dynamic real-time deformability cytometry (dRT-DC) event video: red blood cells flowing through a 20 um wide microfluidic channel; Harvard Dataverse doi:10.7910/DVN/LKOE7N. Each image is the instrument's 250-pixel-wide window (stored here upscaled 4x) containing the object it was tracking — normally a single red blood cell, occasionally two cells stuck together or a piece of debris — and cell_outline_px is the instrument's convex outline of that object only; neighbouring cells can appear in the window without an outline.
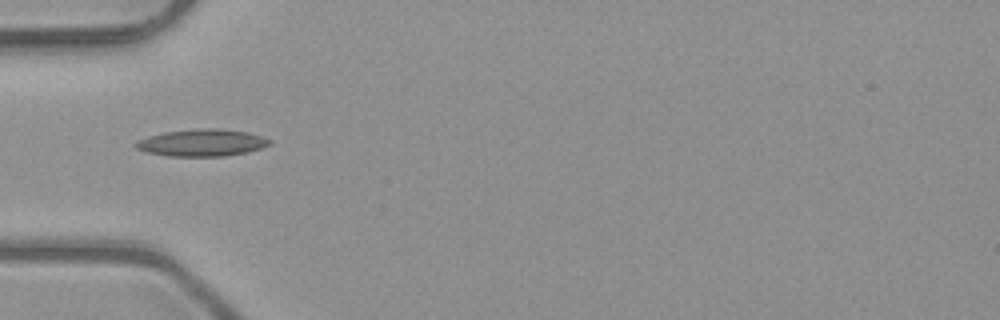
{"species": "common noctule bat (a hibernating species)", "species_latin": "Nyctalus noctula", "temperature_condition": "room temperature", "stored_images_in_passage": 6, "camera_frame_rate_fps": 3000, "um_per_image_px": 0.085, "animal": {"sex": "male", "body_mass_g": 23.1, "forearm_length_mm": 52.7}, "frame": {"image": 1, "passage_image": 5, "time_ms": 1.333, "image_size_px": [1000, 320], "cell_outline_px": [[272, 144], [248, 152], [224, 156], [168, 156], [144, 152], [136, 148], [132, 144], [136, 140], [148, 136], [164, 132], [196, 128], [220, 128], [248, 132], [272, 140]], "centroid_in_image_um": [17.13, 12.13], "position_along_channel_um": 67.9, "area_um2": 21.39}}
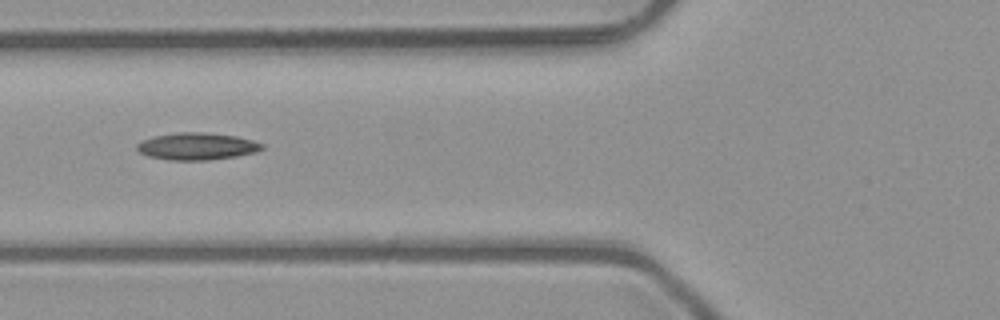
{"frame": {"image": 2, "passage_image": 6, "time_ms": 1.667, "image_size_px": [1000, 320], "cell_outline_px": [[264, 148], [256, 152], [236, 156], [208, 160], [168, 160], [148, 156], [140, 152], [136, 148], [136, 144], [144, 140], [156, 136], [180, 132], [204, 132], [236, 136], [252, 140], [264, 144]], "centroid_in_image_um": [16.76, 12.44], "position_along_channel_um": 109.0, "area_um2": 19.65}}